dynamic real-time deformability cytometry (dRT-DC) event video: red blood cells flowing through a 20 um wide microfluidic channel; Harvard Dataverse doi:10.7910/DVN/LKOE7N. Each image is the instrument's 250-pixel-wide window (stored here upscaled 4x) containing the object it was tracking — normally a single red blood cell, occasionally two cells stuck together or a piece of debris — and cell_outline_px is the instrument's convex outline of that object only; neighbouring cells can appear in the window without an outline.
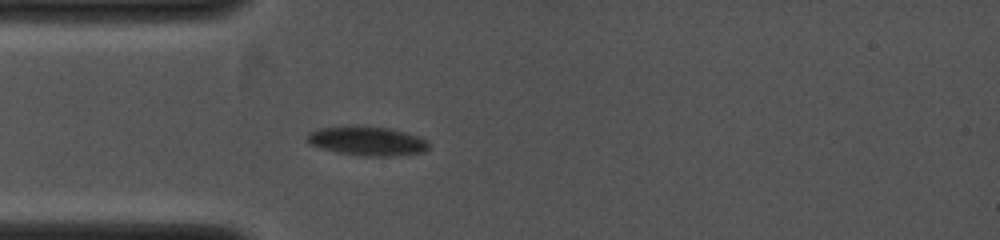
{"species": "common noctule bat (a hibernating species)", "species_latin": "Nyctalus noctula", "temperature_condition": "cold", "stored_images_in_passage": 75, "camera_frame_rate_fps": 4000, "um_per_image_px": 0.085, "animal": {"sex": "female", "body_mass_g": 19.0, "forearm_length_mm": 53.3}, "frame": {"image": 1, "passage_image": 11, "time_ms": 1.25, "image_size_px": [1000, 240], "cell_outline_px": [[428, 148], [424, 152], [392, 156], [368, 156], [336, 152], [320, 148], [312, 144], [308, 140], [308, 132], [320, 128], [356, 124], [360, 124], [388, 128], [404, 132], [428, 140]], "centroid_in_image_um": [31.2, 11.96], "position_along_channel_um": 53.8, "area_um2": 20.75}}
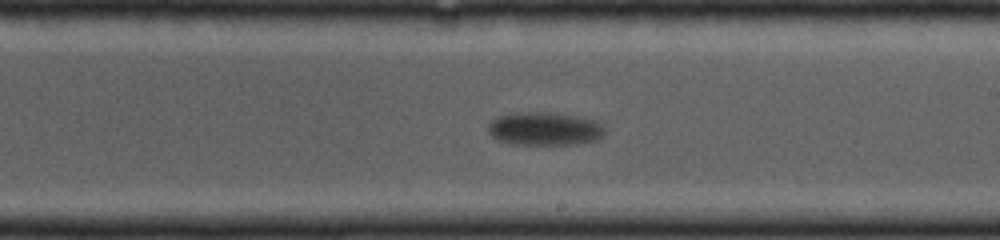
{"frame": {"image": 2, "passage_image": 49, "time_ms": 5.5, "image_size_px": [1000, 240], "cell_outline_px": [[604, 136], [600, 140], [576, 144], [508, 144], [496, 140], [488, 132], [488, 124], [496, 116], [540, 112], [548, 112], [572, 116], [592, 120], [604, 124]], "centroid_in_image_um": [46.3, 10.98], "position_along_channel_um": 242.7, "area_um2": 22.48}}
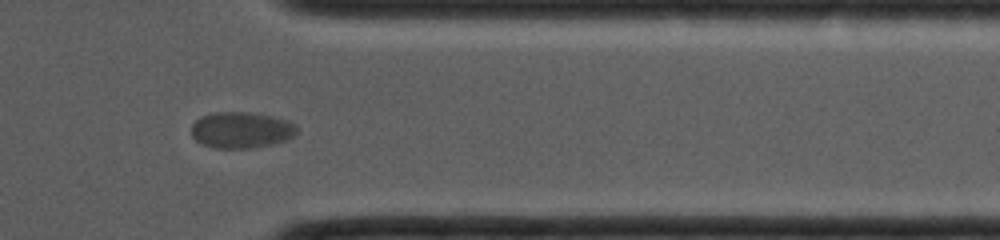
{"frame": {"image": 3, "passage_image": 71, "time_ms": 8.75, "image_size_px": [1000, 240], "cell_outline_px": [[296, 132], [288, 140], [272, 144], [252, 148], [216, 148], [200, 144], [192, 136], [192, 124], [200, 116], [212, 112], [248, 112], [272, 116], [284, 120], [292, 124], [296, 128]], "centroid_in_image_um": [20.45, 11.05], "position_along_channel_um": 390.9, "area_um2": 22.2}}